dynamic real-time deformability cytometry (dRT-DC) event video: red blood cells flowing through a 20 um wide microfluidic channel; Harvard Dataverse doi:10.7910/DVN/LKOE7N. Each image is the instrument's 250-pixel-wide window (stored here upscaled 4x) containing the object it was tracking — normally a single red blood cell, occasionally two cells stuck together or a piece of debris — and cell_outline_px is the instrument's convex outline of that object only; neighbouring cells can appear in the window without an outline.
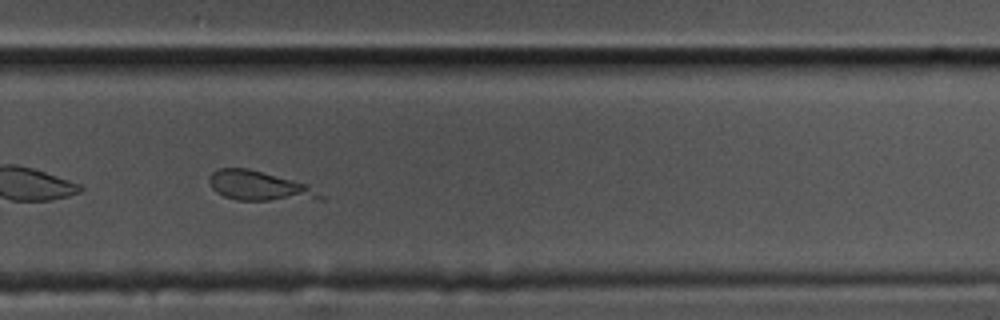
{"species": "common noctule bat (a hibernating species)", "species_latin": "Nyctalus noctula", "temperature_condition": "cold", "stored_images_in_passage": 31, "camera_frame_rate_fps": 3000, "um_per_image_px": 0.085, "animal": {"sex": "male", "body_mass_g": 17.5, "forearm_length_mm": 52.3}, "frame": {"image": 1, "passage_image": 22, "time_ms": 7.0, "image_size_px": [1000, 320], "cell_outline_px": [[328, 200], [236, 200], [224, 196], [216, 192], [212, 188], [208, 180], [212, 172], [220, 168], [248, 168], [308, 184], [324, 196]], "centroid_in_image_um": [22.08, 15.82], "position_along_channel_um": 307.7, "area_um2": 19.25}, "authors_computed_cell_mechanics": {"area_um2": 18.2648, "velocity_mm_per_s": 3.5209, "shape_relaxation_time_tau1_ms": 2.543, "shape_relaxation_time_tau2_ms": null, "deformation_change_tau1": 0.0856, "deformation_change_tau2": null}}